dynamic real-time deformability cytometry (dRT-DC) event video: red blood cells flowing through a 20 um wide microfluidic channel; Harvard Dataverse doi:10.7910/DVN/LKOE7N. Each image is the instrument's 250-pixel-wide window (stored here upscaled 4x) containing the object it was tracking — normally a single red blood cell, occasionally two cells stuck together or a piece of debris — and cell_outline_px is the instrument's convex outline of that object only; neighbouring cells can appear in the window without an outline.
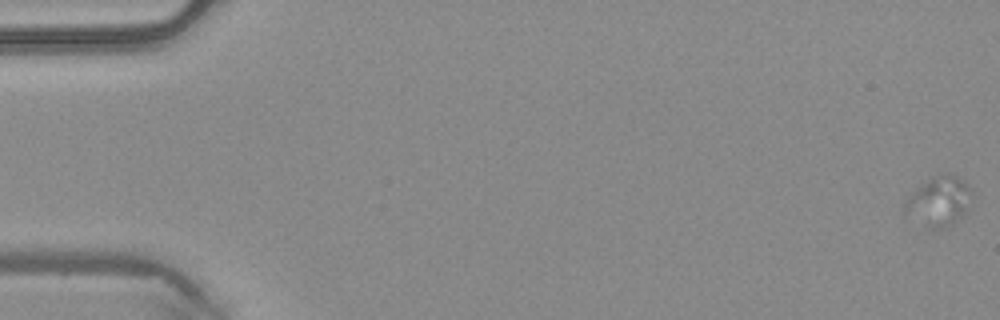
{"species": "common noctule bat (a hibernating species)", "species_latin": "Nyctalus noctula", "temperature_condition": "warm", "stored_images_in_passage": 7, "camera_frame_rate_fps": 3000, "um_per_image_px": 0.085, "animal": {"sex": "male", "body_mass_g": 20.4}, "frame": {"image": 1, "passage_image": 1, "time_ms": 0.0, "image_size_px": [1000, 320], "cell_outline_px": [[968, 188], [964, 216], [952, 224], [944, 228], [936, 228], [904, 212], [904, 204], [908, 196], [924, 180], [932, 176], [944, 172], [948, 172], [956, 176], [968, 184]], "centroid_in_image_um": [79.77, 17.04], "position_along_channel_um": 5.2, "area_um2": 18.5}}
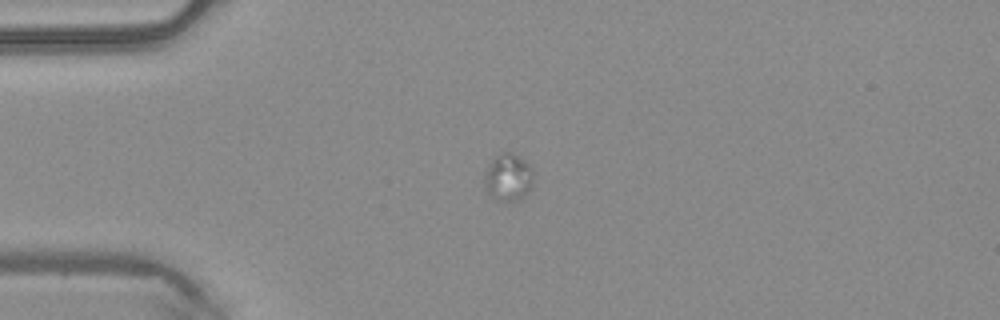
{"frame": {"image": 2, "passage_image": 4, "time_ms": 1.0, "image_size_px": [1000, 320], "cell_outline_px": [[532, 188], [520, 200], [496, 200], [484, 188], [484, 172], [488, 164], [500, 152], [512, 152], [524, 160], [528, 164], [532, 172]], "centroid_in_image_um": [43.17, 15.07], "position_along_channel_um": 41.8, "area_um2": 13.53}}
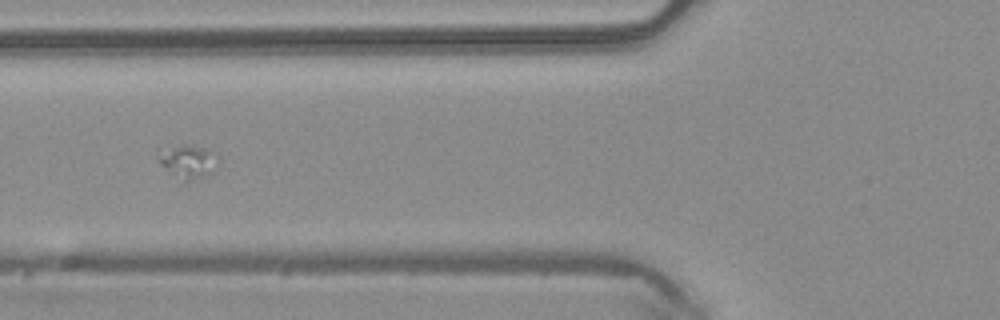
{"frame": {"image": 3, "passage_image": 6, "time_ms": 1.667, "image_size_px": [1000, 320], "cell_outline_px": [[220, 156], [216, 168], [212, 172], [204, 176], [188, 180], [184, 180], [160, 164], [156, 156], [156, 152], [180, 144], [192, 144], [204, 148]], "centroid_in_image_um": [16.01, 13.67], "position_along_channel_um": 109.8, "area_um2": 11.5}}